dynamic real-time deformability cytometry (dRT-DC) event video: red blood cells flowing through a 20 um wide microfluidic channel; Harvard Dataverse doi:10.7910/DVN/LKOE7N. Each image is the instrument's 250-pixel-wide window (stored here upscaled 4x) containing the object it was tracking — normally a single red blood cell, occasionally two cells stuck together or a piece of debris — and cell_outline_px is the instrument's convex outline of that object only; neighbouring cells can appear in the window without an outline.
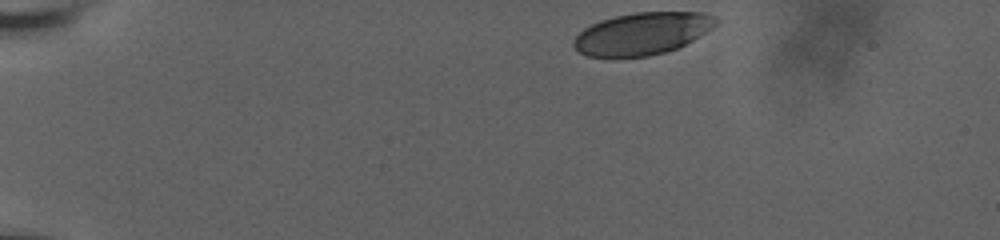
{"species": "human", "species_latin": "Homo sapiens", "temperature_condition": "room temperature", "stored_images_in_passage": 40, "camera_frame_rate_fps": 3000, "um_per_image_px": 0.085, "donor": {"sex": "male"}, "frame": {"image": 1, "passage_image": 1, "time_ms": 0.0, "image_size_px": [1000, 240], "cell_outline_px": [[720, 20], [712, 28], [692, 40], [676, 48], [664, 52], [648, 56], [588, 56], [580, 52], [572, 44], [572, 40], [584, 28], [600, 20], [616, 16], [636, 12], [704, 12], [716, 16]], "centroid_in_image_um": [54.61, 2.83], "position_along_channel_um": 30.4, "area_um2": 34.68}}
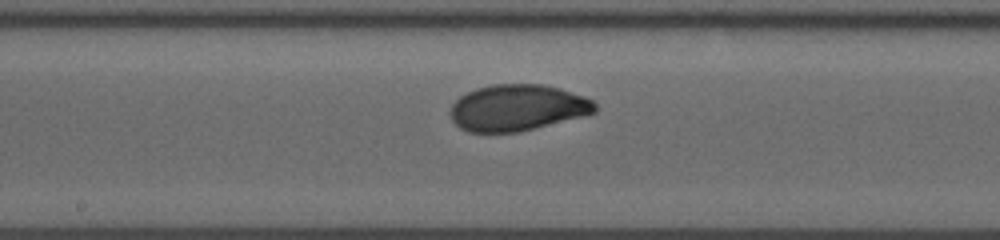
{"frame": {"image": 2, "passage_image": 23, "time_ms": 7.333, "image_size_px": [1000, 240], "cell_outline_px": [[596, 112], [584, 116], [520, 132], [468, 132], [460, 128], [452, 120], [452, 104], [460, 96], [476, 88], [492, 84], [540, 84], [560, 88], [584, 96], [592, 100], [596, 104]], "centroid_in_image_um": [44.0, 9.16], "position_along_channel_um": 204.2, "area_um2": 39.02}}
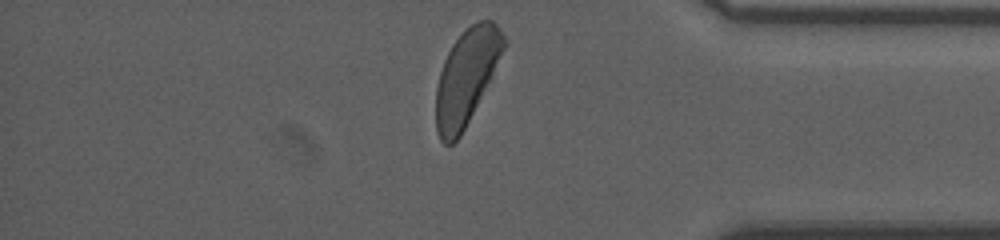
{"frame": {"image": 3, "passage_image": 40, "time_ms": 13.0, "image_size_px": [1000, 240], "cell_outline_px": [[508, 44], [460, 136], [452, 144], [444, 144], [440, 140], [436, 128], [436, 88], [440, 72], [444, 60], [452, 44], [476, 20], [492, 20], [496, 24], [504, 36]], "centroid_in_image_um": [39.65, 6.52], "position_along_channel_um": 395.6, "area_um2": 36.99}, "authors_computed_cell_mechanics": {"area_um2": 38.8127, "velocity_mm_per_s": 3.6714, "shape_relaxation_time_tau1_ms": 4.6244, "shape_relaxation_time_tau2_ms": null, "deformation_change_tau1": 0.1674, "deformation_change_tau2": null}}